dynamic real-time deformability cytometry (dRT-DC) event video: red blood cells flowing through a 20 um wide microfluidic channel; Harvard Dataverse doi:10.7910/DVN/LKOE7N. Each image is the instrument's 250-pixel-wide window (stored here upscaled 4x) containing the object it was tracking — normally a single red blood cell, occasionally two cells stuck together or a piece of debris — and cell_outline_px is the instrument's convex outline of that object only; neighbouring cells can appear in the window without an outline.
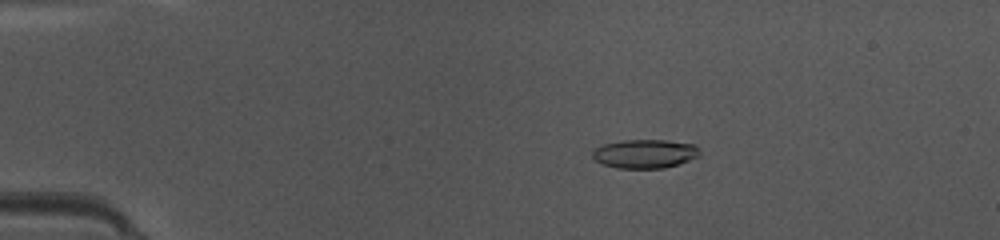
{"species": "common noctule bat (a hibernating species)", "species_latin": "Nyctalus noctula", "temperature_condition": "warm", "stored_images_in_passage": 45, "camera_frame_rate_fps": 3000, "um_per_image_px": 0.085, "animal": {"sex": "female", "body_mass_g": 10.0, "forearm_length_mm": 53.1}, "frame": {"image": 1, "passage_image": 7, "time_ms": 2.0, "image_size_px": [1000, 240], "cell_outline_px": [[700, 156], [664, 168], [616, 168], [604, 164], [596, 160], [592, 156], [592, 152], [596, 148], [604, 144], [624, 140], [668, 140], [696, 144], [700, 152]], "centroid_in_image_um": [54.84, 13.06], "position_along_channel_um": 30.2, "area_um2": 17.92}}
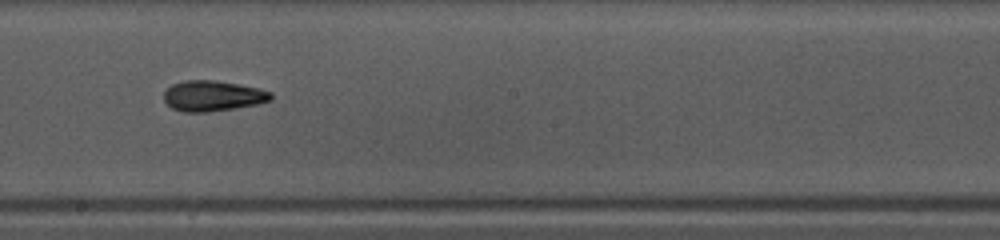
{"frame": {"image": 2, "passage_image": 25, "time_ms": 8.0, "image_size_px": [1000, 240], "cell_outline_px": [[272, 100], [256, 104], [208, 112], [184, 112], [172, 108], [164, 100], [164, 92], [172, 84], [184, 80], [216, 80], [260, 88], [272, 92]], "centroid_in_image_um": [18.08, 8.14], "position_along_channel_um": 230.1, "area_um2": 19.02}}
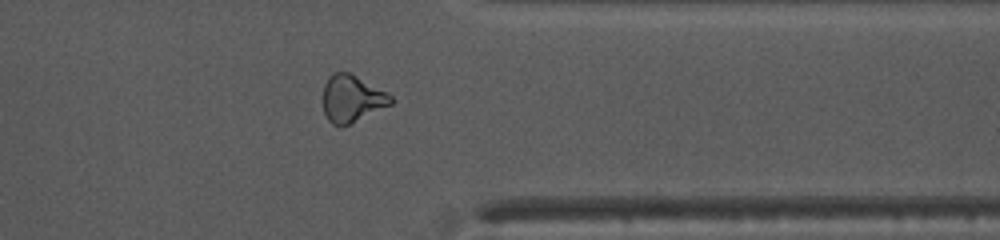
{"frame": {"image": 3, "passage_image": 36, "time_ms": 11.667, "image_size_px": [1000, 240], "cell_outline_px": [[392, 104], [340, 128], [332, 124], [328, 120], [324, 112], [324, 84], [328, 76], [336, 72], [348, 72], [356, 76], [392, 96]], "centroid_in_image_um": [29.88, 8.4], "position_along_channel_um": 381.5, "area_um2": 18.26}, "authors_computed_cell_mechanics": {"area_um2": 18.5538, "velocity_mm_per_s": 4.2398, "shape_relaxation_time_tau1_ms": 5.2909, "shape_relaxation_time_tau2_ms": 2.7981, "deformation_change_tau1": 0.1504, "deformation_change_tau2": 0.1177}}